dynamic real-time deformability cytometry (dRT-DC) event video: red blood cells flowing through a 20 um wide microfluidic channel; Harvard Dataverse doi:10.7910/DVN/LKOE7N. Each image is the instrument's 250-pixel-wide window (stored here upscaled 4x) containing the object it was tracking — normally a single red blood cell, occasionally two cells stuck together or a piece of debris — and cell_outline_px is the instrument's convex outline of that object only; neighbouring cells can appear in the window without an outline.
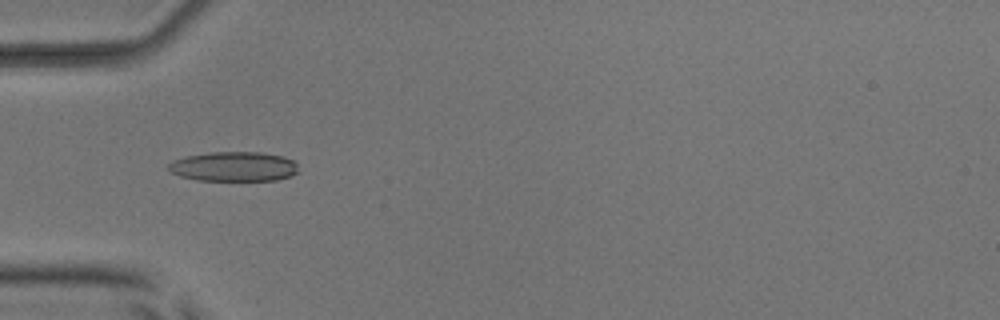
{"species": "common noctule bat (a hibernating species)", "species_latin": "Nyctalus noctula", "temperature_condition": "room temperature", "stored_images_in_passage": 52, "camera_frame_rate_fps": 3000, "um_per_image_px": 0.085, "animal": {"sex": "male", "body_mass_g": 17.9, "forearm_length_mm": 54.2}, "frame": {"image": 1, "passage_image": 17, "time_ms": 5.333, "image_size_px": [1000, 320], "cell_outline_px": [[296, 172], [292, 176], [276, 180], [196, 180], [180, 176], [172, 172], [168, 168], [168, 164], [172, 160], [184, 156], [212, 152], [260, 152], [284, 156], [292, 160], [296, 164]], "centroid_in_image_um": [19.85, 14.15], "position_along_channel_um": 65.2, "area_um2": 22.43}}
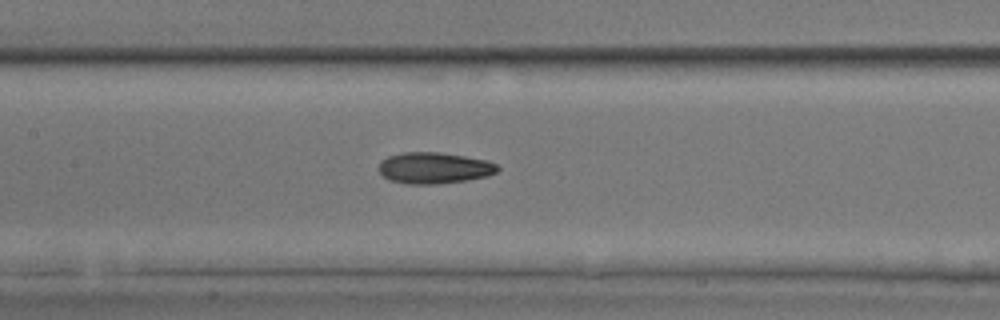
{"frame": {"image": 2, "passage_image": 25, "time_ms": 8.0, "image_size_px": [1000, 320], "cell_outline_px": [[500, 168], [496, 172], [488, 176], [468, 180], [436, 184], [404, 184], [388, 180], [380, 172], [380, 160], [388, 156], [404, 152], [440, 152], [464, 156], [484, 160], [496, 164]], "centroid_in_image_um": [36.88, 14.28], "position_along_channel_um": 170.5, "area_um2": 21.68}}
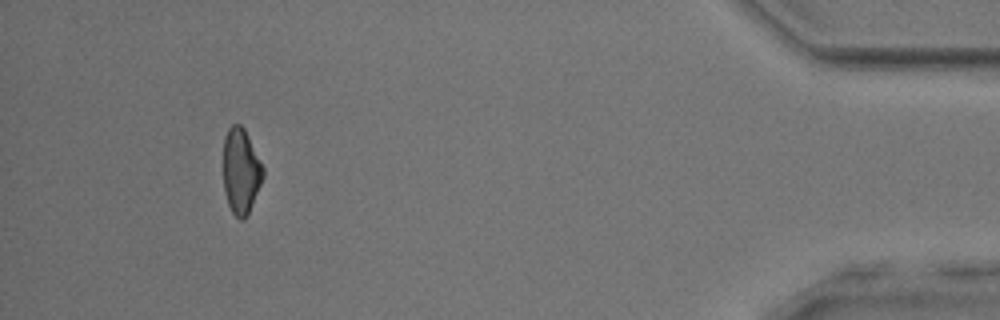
{"frame": {"image": 3, "passage_image": 48, "time_ms": 15.667, "image_size_px": [1000, 320], "cell_outline_px": [[264, 176], [248, 216], [244, 220], [240, 220], [232, 212], [228, 204], [224, 192], [224, 136], [228, 128], [232, 124], [240, 124], [244, 128], [264, 168]], "centroid_in_image_um": [20.48, 14.57], "position_along_channel_um": 414.7, "area_um2": 19.88}, "authors_computed_cell_mechanics": {"area_um2": 21.2993, "velocity_mm_per_s": 4.0166, "shape_relaxation_time_tau1_ms": 4.0166, "shape_relaxation_time_tau2_ms": 2.7724, "deformation_change_tau1": 0.1196, "deformation_change_tau2": 0.1057}}